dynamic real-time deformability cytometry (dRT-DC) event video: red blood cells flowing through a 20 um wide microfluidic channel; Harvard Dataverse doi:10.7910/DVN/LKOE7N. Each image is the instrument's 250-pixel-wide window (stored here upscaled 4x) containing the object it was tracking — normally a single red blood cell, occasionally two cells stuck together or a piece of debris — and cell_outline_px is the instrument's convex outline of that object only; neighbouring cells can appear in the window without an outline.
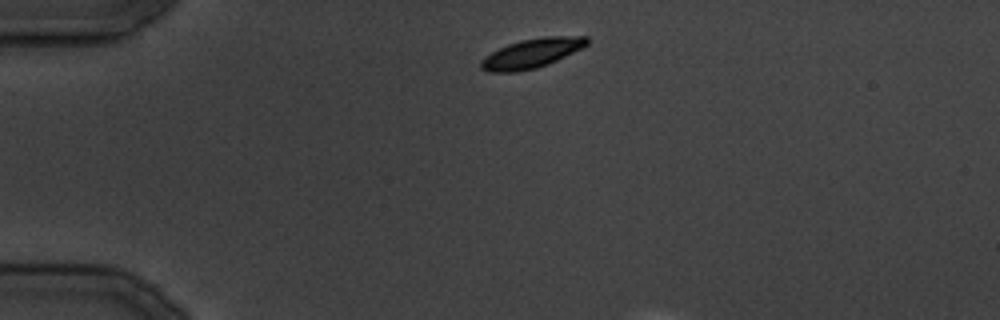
{"species": "common noctule bat (a hibernating species)", "species_latin": "Nyctalus noctula", "temperature_condition": "cold", "stored_images_in_passage": 4, "camera_frame_rate_fps": 3000, "um_per_image_px": 0.085, "animal": {"sex": "male", "body_mass_g": 19.5, "forearm_length_mm": 54.6}, "frame": {"image": 1, "passage_image": 1, "time_ms": 0.0, "image_size_px": [1000, 320], "cell_outline_px": [[588, 44], [584, 48], [548, 64], [536, 68], [516, 72], [488, 72], [480, 68], [480, 60], [484, 56], [508, 44], [520, 40], [544, 36], [588, 36]], "centroid_in_image_um": [45.21, 4.53], "position_along_channel_um": 39.8, "area_um2": 18.32}}